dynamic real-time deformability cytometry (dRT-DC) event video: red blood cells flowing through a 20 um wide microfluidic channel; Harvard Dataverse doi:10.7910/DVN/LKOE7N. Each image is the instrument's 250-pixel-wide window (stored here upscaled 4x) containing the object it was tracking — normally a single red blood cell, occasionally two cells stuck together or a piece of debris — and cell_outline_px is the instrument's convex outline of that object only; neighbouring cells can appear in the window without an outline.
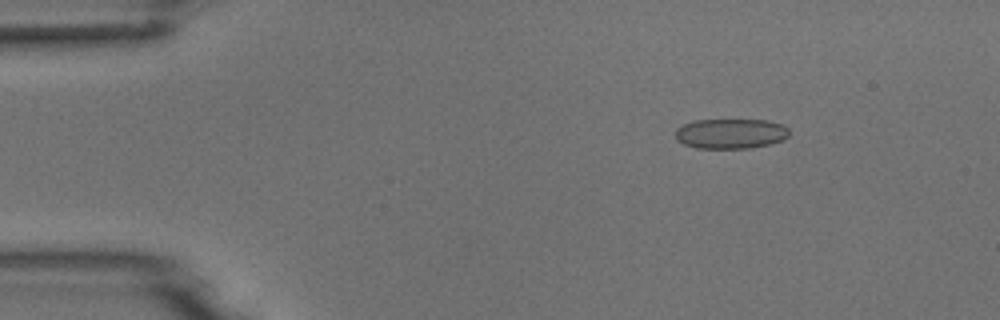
{"species": "common noctule bat (a hibernating species)", "species_latin": "Nyctalus noctula", "temperature_condition": "room temperature", "stored_images_in_passage": 7, "camera_frame_rate_fps": 3000, "um_per_image_px": 0.085, "animal": {"sex": "male", "body_mass_g": 18.8}, "frame": {"image": 1, "passage_image": 3, "time_ms": 2.333, "image_size_px": [1000, 320], "cell_outline_px": [[788, 136], [784, 140], [768, 144], [748, 148], [696, 148], [684, 144], [676, 140], [676, 128], [692, 120], [768, 120], [780, 124], [788, 128]], "centroid_in_image_um": [62.08, 11.35], "position_along_channel_um": 22.9, "area_um2": 19.88}}
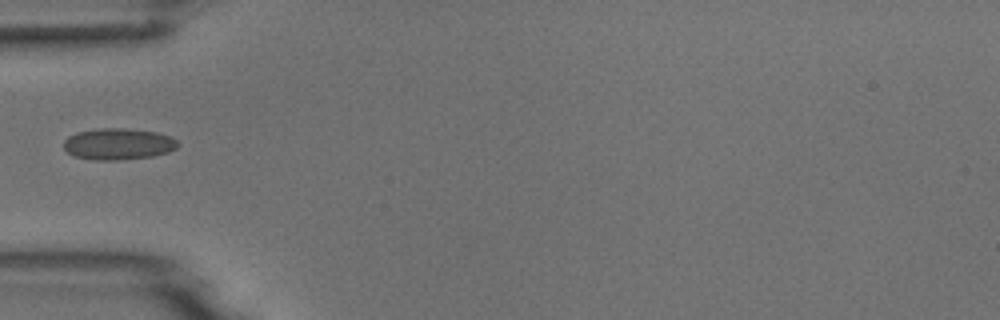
{"frame": {"image": 2, "passage_image": 6, "time_ms": 5.667, "image_size_px": [1000, 320], "cell_outline_px": [[180, 144], [176, 148], [168, 152], [152, 156], [116, 160], [96, 160], [72, 156], [64, 148], [64, 140], [68, 136], [76, 132], [96, 128], [124, 128], [156, 132], [168, 136], [176, 140]], "centroid_in_image_um": [10.02, 12.23], "position_along_channel_um": 75.0, "area_um2": 20.92}}